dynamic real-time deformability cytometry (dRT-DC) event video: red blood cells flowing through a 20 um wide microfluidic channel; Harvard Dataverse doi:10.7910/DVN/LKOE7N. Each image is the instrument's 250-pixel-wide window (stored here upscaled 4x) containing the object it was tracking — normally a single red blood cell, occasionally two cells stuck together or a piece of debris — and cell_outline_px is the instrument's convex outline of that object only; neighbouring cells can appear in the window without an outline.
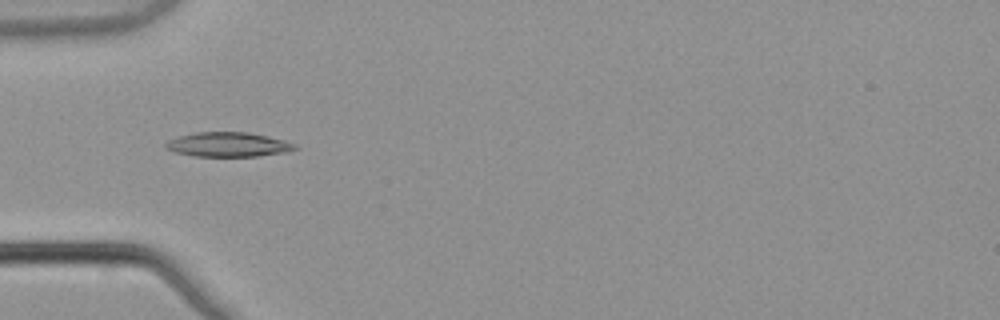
{"species": "common noctule bat (a hibernating species)", "species_latin": "Nyctalus noctula", "temperature_condition": "warm", "stored_images_in_passage": 6, "camera_frame_rate_fps": 3000, "um_per_image_px": 0.085, "animal": {"sex": "male", "body_mass_g": 21.5, "forearm_length_mm": 52.0}, "frame": {"image": 1, "passage_image": 3, "time_ms": 0.667, "image_size_px": [1000, 320], "cell_outline_px": [[300, 148], [288, 152], [260, 156], [192, 156], [176, 152], [164, 148], [164, 144], [168, 140], [176, 136], [196, 132], [248, 132], [268, 136], [284, 140], [296, 144]], "centroid_in_image_um": [19.4, 12.28], "position_along_channel_um": 65.6, "area_um2": 18.73}}
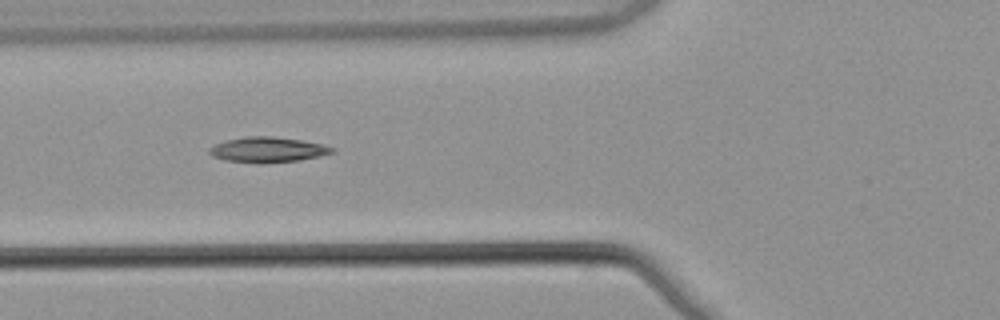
{"frame": {"image": 2, "passage_image": 4, "time_ms": 1.0, "image_size_px": [1000, 320], "cell_outline_px": [[336, 148], [332, 152], [320, 156], [300, 160], [260, 164], [224, 160], [212, 156], [208, 152], [208, 148], [216, 144], [228, 140], [244, 136], [272, 136], [300, 140], [324, 144]], "centroid_in_image_um": [22.74, 12.73], "position_along_channel_um": 103.1, "area_um2": 18.21}}
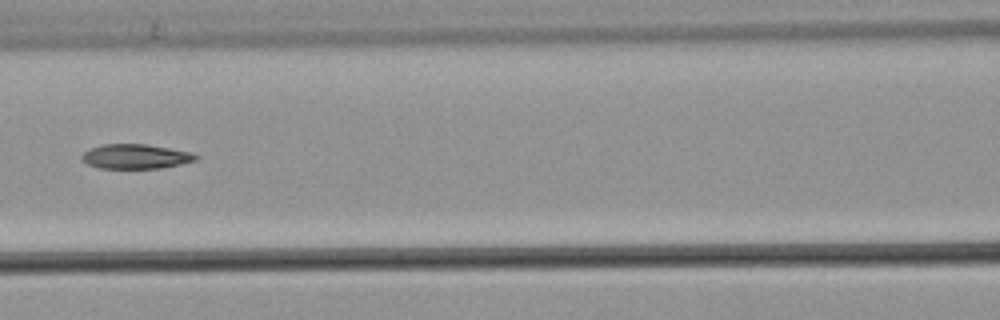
{"frame": {"image": 3, "passage_image": 5, "time_ms": 1.333, "image_size_px": [1000, 320], "cell_outline_px": [[200, 156], [196, 160], [180, 164], [160, 168], [100, 168], [88, 164], [80, 160], [80, 156], [84, 152], [92, 148], [104, 144], [148, 144], [192, 152]], "centroid_in_image_um": [11.54, 13.29], "position_along_channel_um": 155.1, "area_um2": 16.36}}